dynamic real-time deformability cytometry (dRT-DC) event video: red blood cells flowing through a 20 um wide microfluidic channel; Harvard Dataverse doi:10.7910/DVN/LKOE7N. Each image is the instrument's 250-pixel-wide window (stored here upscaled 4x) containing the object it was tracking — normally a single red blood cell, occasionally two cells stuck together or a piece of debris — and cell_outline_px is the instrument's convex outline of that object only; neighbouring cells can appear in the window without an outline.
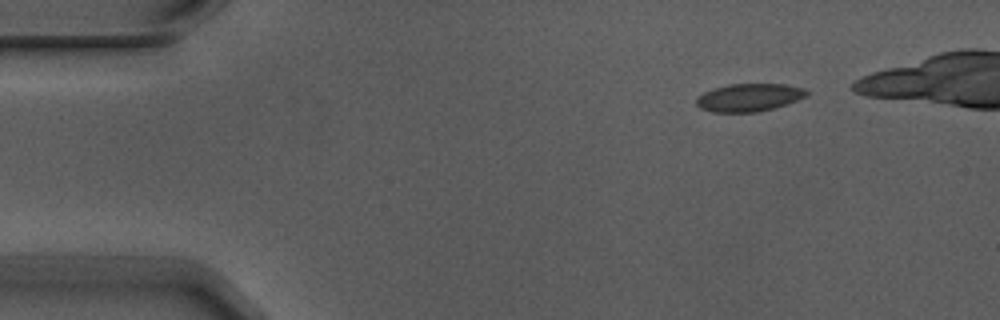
{"species": "Egyptian fruit bat (a non-hibernating species)", "species_latin": "Rousettus aegyptiacus", "temperature_condition": "warm", "stored_images_in_passage": 5, "camera_frame_rate_fps": 3000, "um_per_image_px": 0.085, "animal": {"sex": "male"}, "frame": {"image": 1, "passage_image": 1, "time_ms": 0.0, "image_size_px": [1000, 320], "cell_outline_px": [[808, 92], [804, 96], [796, 100], [772, 108], [756, 112], [712, 112], [700, 108], [696, 104], [696, 96], [712, 88], [728, 84], [784, 84], [804, 88]], "centroid_in_image_um": [63.59, 8.28], "position_along_channel_um": 21.4, "area_um2": 17.74}}